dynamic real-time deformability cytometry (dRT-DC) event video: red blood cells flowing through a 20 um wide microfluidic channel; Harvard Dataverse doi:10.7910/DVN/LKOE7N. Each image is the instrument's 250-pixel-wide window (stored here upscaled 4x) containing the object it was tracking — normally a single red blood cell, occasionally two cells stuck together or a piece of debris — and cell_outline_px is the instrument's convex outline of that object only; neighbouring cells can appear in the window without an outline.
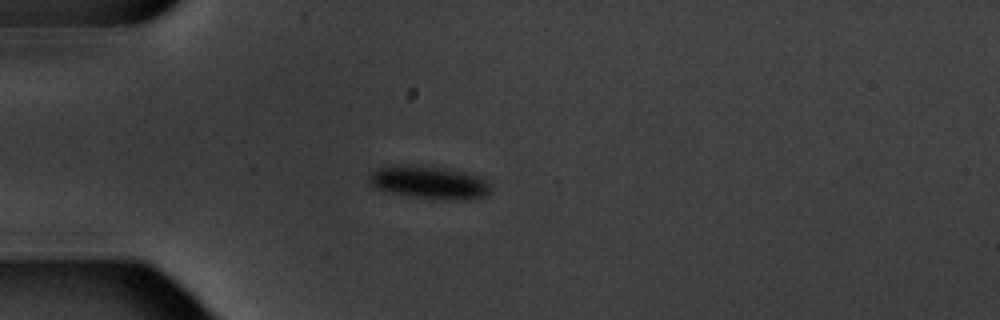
{"species": "common noctule bat (a hibernating species)", "species_latin": "Nyctalus noctula", "temperature_condition": "warm", "stored_images_in_passage": 12, "camera_frame_rate_fps": 3000, "um_per_image_px": 0.085, "animal": {"sex": "male", "body_mass_g": 20.1, "forearm_length_mm": 53.5}, "frame": {"image": 1, "passage_image": 1, "time_ms": 0.0, "image_size_px": [1000, 320], "cell_outline_px": [[492, 184], [488, 192], [484, 196], [472, 200], [444, 200], [388, 192], [372, 188], [368, 180], [368, 176], [372, 172], [380, 168], [392, 164], [436, 168], [464, 172], [480, 176], [488, 180]], "centroid_in_image_um": [36.49, 15.53], "position_along_channel_um": 48.5, "area_um2": 23.18}}
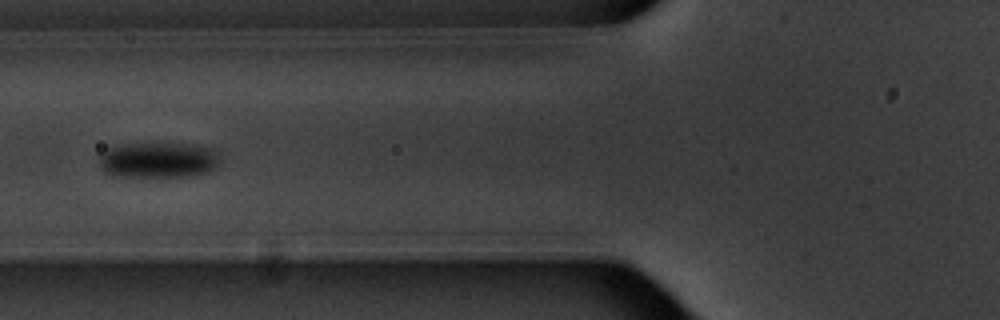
{"frame": {"image": 2, "passage_image": 3, "time_ms": 2.333, "image_size_px": [1000, 320], "cell_outline_px": [[220, 160], [216, 168], [208, 172], [192, 176], [112, 176], [104, 172], [100, 168], [100, 156], [108, 148], [116, 144], [156, 140], [188, 144], [212, 148], [216, 152]], "centroid_in_image_um": [13.43, 13.55], "position_along_channel_um": 112.4, "area_um2": 26.13}}
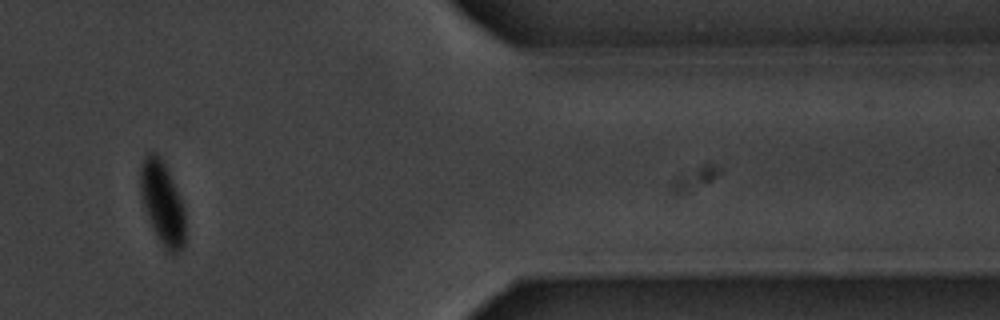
{"frame": {"image": 3, "passage_image": 10, "time_ms": 11.333, "image_size_px": [1000, 320], "cell_outline_px": [[184, 244], [180, 252], [168, 252], [164, 248], [156, 236], [152, 228], [144, 208], [140, 192], [140, 168], [144, 156], [148, 152], [156, 152], [160, 156], [168, 172], [184, 208]], "centroid_in_image_um": [13.77, 17.26], "position_along_channel_um": 397.6, "area_um2": 21.5}, "authors_computed_cell_mechanics": {"area_um2": 24.2471, "velocity_mm_per_s": 3.4717, "shape_relaxation_time_tau1_ms": 1.851, "shape_relaxation_time_tau2_ms": null, "deformation_change_tau1": 0.0706, "deformation_change_tau2": null}}